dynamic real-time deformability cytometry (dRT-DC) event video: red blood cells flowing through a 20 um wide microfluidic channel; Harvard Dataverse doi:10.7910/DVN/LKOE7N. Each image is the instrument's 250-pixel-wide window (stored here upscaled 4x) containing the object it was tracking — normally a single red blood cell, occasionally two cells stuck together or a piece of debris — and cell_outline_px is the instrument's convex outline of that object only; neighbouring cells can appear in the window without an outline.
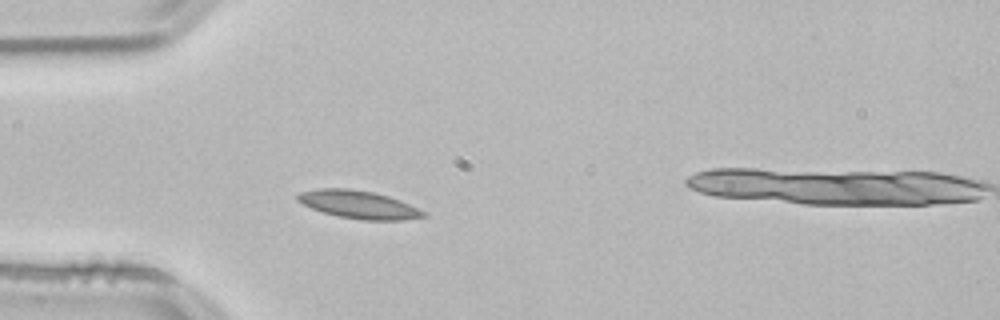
{"species": "common noctule bat (a hibernating species)", "species_latin": "Nyctalus noctula", "temperature_condition": "room temperature", "stored_images_in_passage": 40, "camera_frame_rate_fps": 3000, "um_per_image_px": 0.085, "animal": {"sex": "male", "body_mass_g": 21.5, "forearm_length_mm": 52.0}, "frame": {"image": 1, "passage_image": 1, "time_ms": 0.0, "image_size_px": [1000, 320], "cell_outline_px": [[428, 216], [404, 220], [360, 220], [336, 216], [312, 208], [296, 200], [296, 196], [300, 192], [316, 188], [348, 188], [372, 192], [388, 196], [400, 200], [428, 212]], "centroid_in_image_um": [30.51, 17.39], "position_along_channel_um": 54.5, "area_um2": 20.63}}
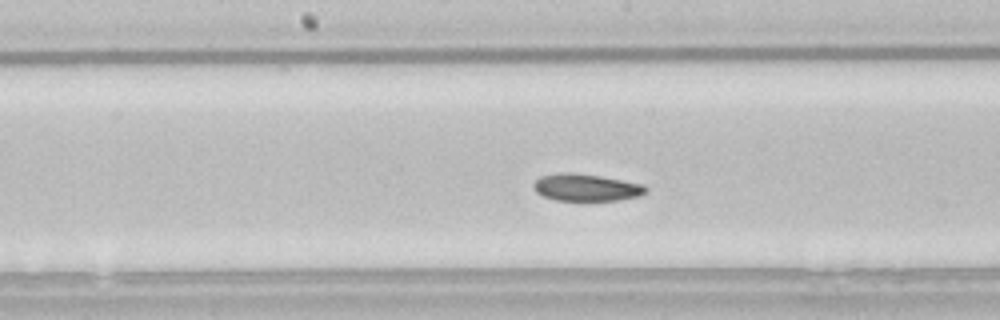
{"frame": {"image": 2, "passage_image": 13, "time_ms": 4.0, "image_size_px": [1000, 320], "cell_outline_px": [[648, 192], [640, 196], [620, 200], [588, 204], [556, 200], [544, 196], [536, 192], [532, 184], [540, 176], [560, 172], [572, 172], [600, 176], [644, 184], [648, 188]], "centroid_in_image_um": [49.86, 15.99], "position_along_channel_um": 198.3, "area_um2": 18.79}}
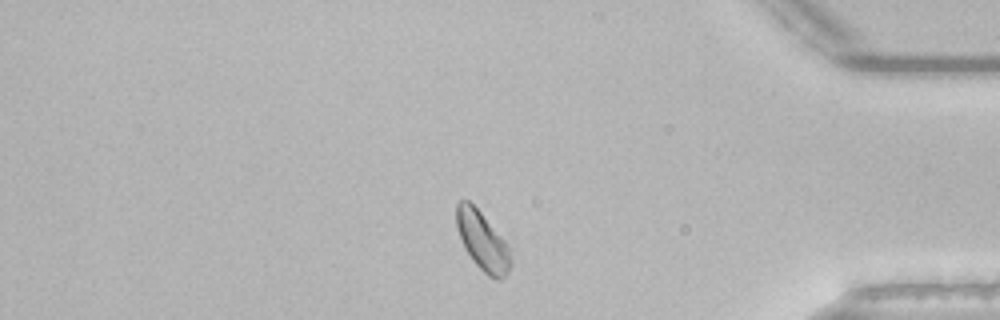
{"frame": {"image": 3, "passage_image": 31, "time_ms": 10.0, "image_size_px": [1000, 320], "cell_outline_px": [[508, 272], [500, 280], [496, 280], [488, 276], [472, 260], [464, 248], [456, 228], [456, 204], [460, 200], [468, 200], [480, 212], [504, 240], [508, 248]], "centroid_in_image_um": [40.94, 20.47], "position_along_channel_um": 394.3, "area_um2": 18.03}, "authors_computed_cell_mechanics": {"area_um2": 18.207, "velocity_mm_per_s": 3.7658, "shape_relaxation_time_tau1_ms": 3.8095, "shape_relaxation_time_tau2_ms": null, "deformation_change_tau1": 0.0865, "deformation_change_tau2": null}}